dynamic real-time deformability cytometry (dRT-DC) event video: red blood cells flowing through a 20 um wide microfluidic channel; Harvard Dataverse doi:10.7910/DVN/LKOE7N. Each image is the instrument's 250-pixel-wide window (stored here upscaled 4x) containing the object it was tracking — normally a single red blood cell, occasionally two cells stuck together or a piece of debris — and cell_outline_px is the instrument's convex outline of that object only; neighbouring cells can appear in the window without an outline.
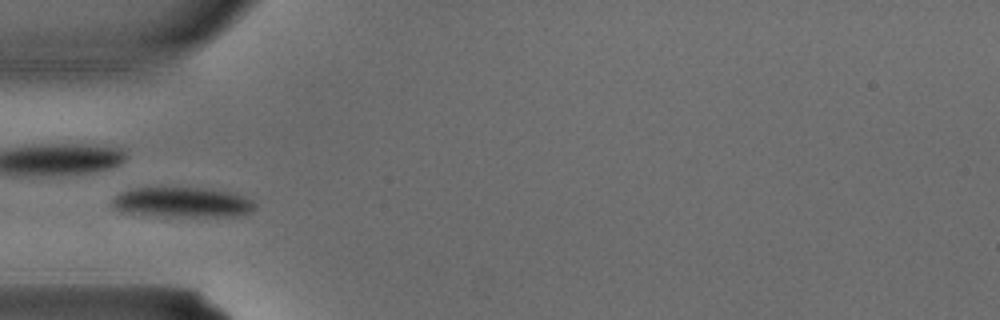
{"species": "common noctule bat (a hibernating species)", "species_latin": "Nyctalus noctula", "temperature_condition": "warm", "stored_images_in_passage": 3, "camera_frame_rate_fps": 3000, "um_per_image_px": 0.085, "animal": {"sex": "male", "body_mass_g": 15.6}, "frame": {"image": 1, "passage_image": 3, "time_ms": 0.667, "image_size_px": [1000, 320], "cell_outline_px": [[256, 208], [248, 212], [228, 216], [176, 216], [120, 212], [112, 204], [112, 200], [120, 192], [132, 188], [204, 188], [232, 192], [244, 196], [252, 200], [256, 204]], "centroid_in_image_um": [15.5, 17.18], "position_along_channel_um": 69.5, "area_um2": 24.68}}